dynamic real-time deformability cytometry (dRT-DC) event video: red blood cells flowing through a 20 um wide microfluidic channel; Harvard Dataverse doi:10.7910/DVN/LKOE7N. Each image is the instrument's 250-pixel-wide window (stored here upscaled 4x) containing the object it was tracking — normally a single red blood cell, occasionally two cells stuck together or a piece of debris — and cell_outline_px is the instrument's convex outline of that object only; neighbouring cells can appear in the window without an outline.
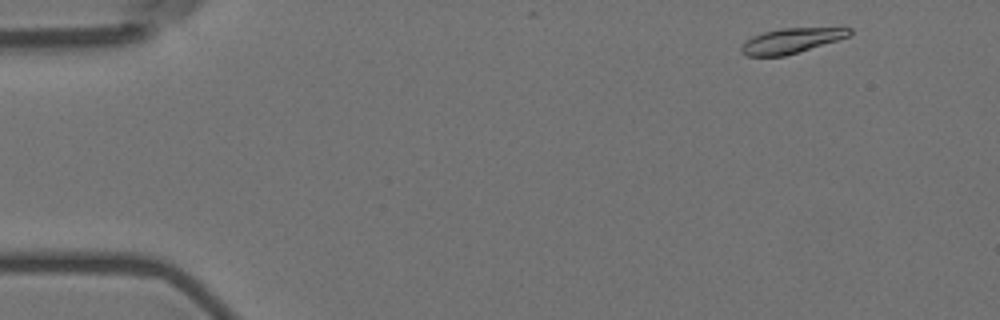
{"species": "Egyptian fruit bat (a non-hibernating species)", "species_latin": "Rousettus aegyptiacus", "temperature_condition": "room temperature", "stored_images_in_passage": 53, "camera_frame_rate_fps": 3000, "um_per_image_px": 0.085, "animal": {"sex": "female"}, "frame": {"image": 1, "passage_image": 2, "time_ms": 0.333, "image_size_px": [1000, 320], "cell_outline_px": [[852, 32], [848, 36], [836, 40], [784, 56], [748, 56], [740, 52], [740, 48], [752, 36], [764, 32], [780, 28], [852, 28]], "centroid_in_image_um": [67.22, 3.46], "position_along_channel_um": 17.8, "area_um2": 15.37}}
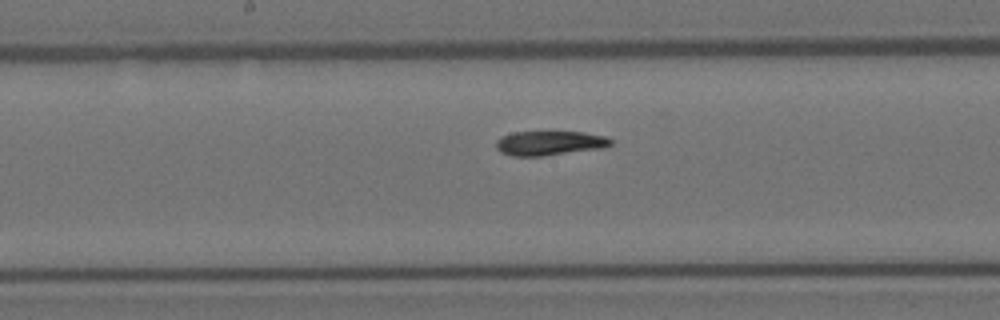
{"frame": {"image": 2, "passage_image": 26, "time_ms": 8.333, "image_size_px": [1000, 320], "cell_outline_px": [[612, 144], [604, 148], [540, 156], [512, 156], [500, 152], [496, 148], [496, 140], [500, 136], [512, 132], [584, 132], [604, 136], [612, 140]], "centroid_in_image_um": [46.68, 12.16], "position_along_channel_um": 201.5, "area_um2": 16.36}}
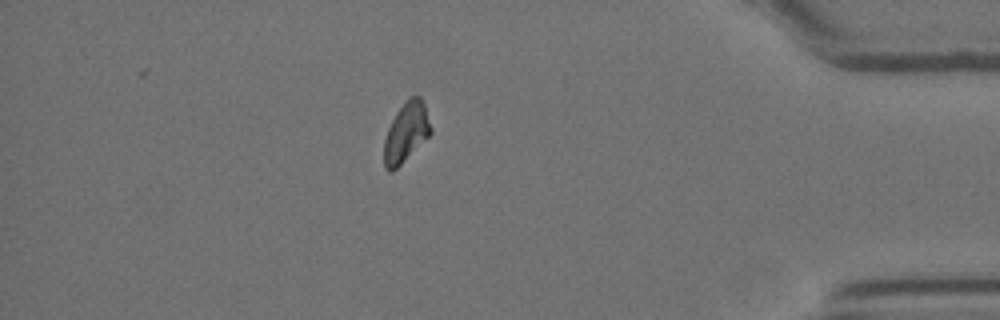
{"frame": {"image": 3, "passage_image": 46, "time_ms": 15.0, "image_size_px": [1000, 320], "cell_outline_px": [[432, 132], [392, 172], [388, 172], [384, 168], [384, 140], [388, 128], [396, 112], [412, 96], [420, 96], [424, 104], [432, 128]], "centroid_in_image_um": [34.5, 11.27], "position_along_channel_um": 400.7, "area_um2": 15.84}, "authors_computed_cell_mechanics": {"area_um2": 16.7042, "velocity_mm_per_s": 3.5721, "shape_relaxation_time_tau1_ms": 5.6761, "shape_relaxation_time_tau2_ms": 6.561, "deformation_change_tau1": 0.1761, "deformation_change_tau2": 0.0843}}